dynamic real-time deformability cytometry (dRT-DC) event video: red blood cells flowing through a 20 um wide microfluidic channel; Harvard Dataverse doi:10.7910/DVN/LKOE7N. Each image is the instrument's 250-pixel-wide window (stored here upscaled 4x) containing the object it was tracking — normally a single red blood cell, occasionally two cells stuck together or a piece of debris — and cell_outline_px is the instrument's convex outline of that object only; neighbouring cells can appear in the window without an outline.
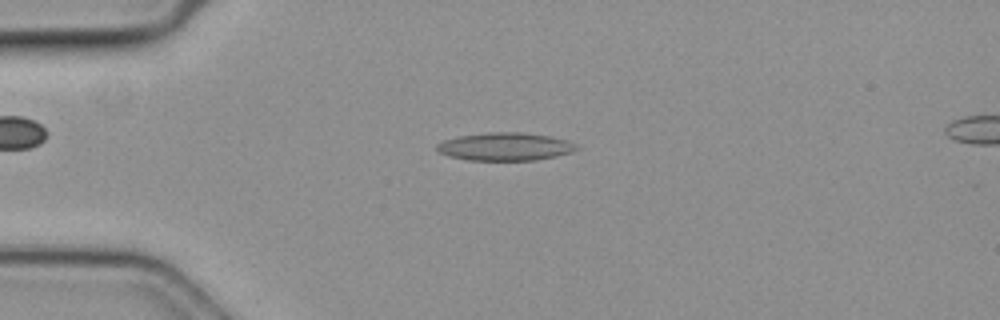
{"species": "common noctule bat (a hibernating species)", "species_latin": "Nyctalus noctula", "temperature_condition": "cold", "stored_images_in_passage": 54, "camera_frame_rate_fps": 3000, "um_per_image_px": 0.085, "animal": {"sex": "female", "body_mass_g": 19.3, "forearm_length_mm": 54.1}, "frame": {"image": 1, "passage_image": 13, "time_ms": 4.0, "image_size_px": [1000, 320], "cell_outline_px": [[580, 148], [572, 152], [556, 156], [536, 160], [468, 160], [448, 156], [440, 152], [436, 148], [436, 144], [444, 140], [460, 136], [488, 132], [520, 132], [548, 136], [564, 140]], "centroid_in_image_um": [42.9, 12.47], "position_along_channel_um": 42.1, "area_um2": 22.48}}
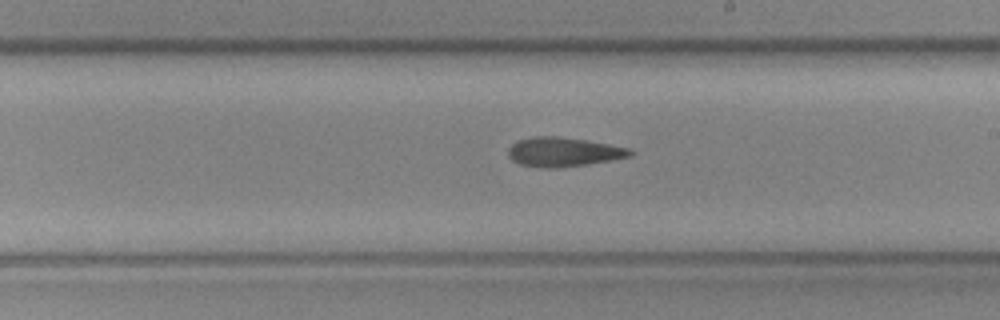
{"frame": {"image": 2, "passage_image": 31, "time_ms": 10.0, "image_size_px": [1000, 320], "cell_outline_px": [[636, 152], [632, 156], [588, 164], [560, 168], [548, 168], [520, 164], [512, 160], [508, 156], [508, 148], [516, 140], [532, 136], [556, 136], [588, 140], [632, 148]], "centroid_in_image_um": [47.92, 12.9], "position_along_channel_um": 241.1, "area_um2": 21.1}}
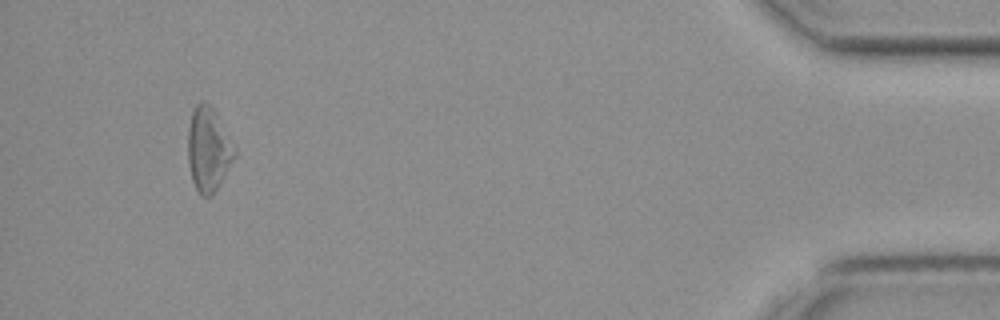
{"frame": {"image": 3, "passage_image": 51, "time_ms": 16.667, "image_size_px": [1000, 320], "cell_outline_px": [[236, 156], [220, 184], [212, 196], [200, 196], [192, 180], [188, 164], [188, 128], [192, 112], [196, 104], [200, 100], [204, 100], [216, 112], [236, 148]], "centroid_in_image_um": [17.72, 12.7], "position_along_channel_um": 417.5, "area_um2": 23.06}}